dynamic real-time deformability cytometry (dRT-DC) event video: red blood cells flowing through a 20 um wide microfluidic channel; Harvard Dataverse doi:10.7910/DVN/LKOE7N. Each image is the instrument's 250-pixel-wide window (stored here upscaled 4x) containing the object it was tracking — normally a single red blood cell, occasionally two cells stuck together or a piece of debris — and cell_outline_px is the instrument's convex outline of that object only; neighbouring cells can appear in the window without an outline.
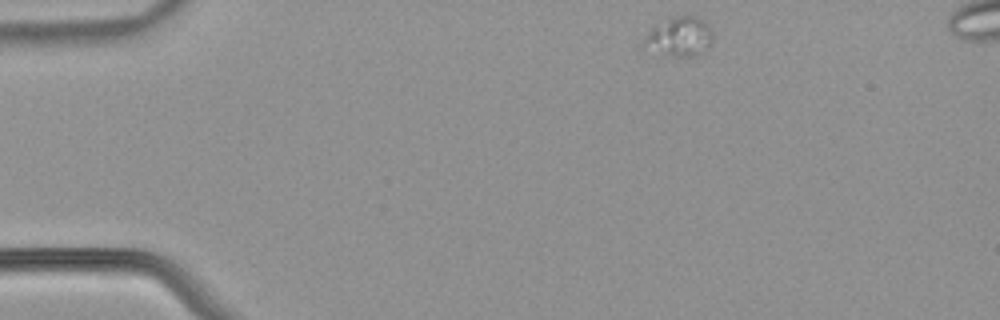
{"species": "common noctule bat (a hibernating species)", "species_latin": "Nyctalus noctula", "temperature_condition": "warm", "stored_images_in_passage": 45, "camera_frame_rate_fps": 3000, "um_per_image_px": 0.085, "animal": {"sex": "male", "body_mass_g": 21.5, "forearm_length_mm": 52.0}, "frame": {"image": 1, "passage_image": 1, "time_ms": 0.0, "image_size_px": [1000, 320], "cell_outline_px": [[712, 44], [704, 52], [696, 56], [668, 56], [640, 48], [644, 36], [656, 24], [676, 16], [688, 12], [696, 16], [708, 24], [712, 32]], "centroid_in_image_um": [57.72, 3.12], "position_along_channel_um": 27.3, "area_um2": 16.47}}
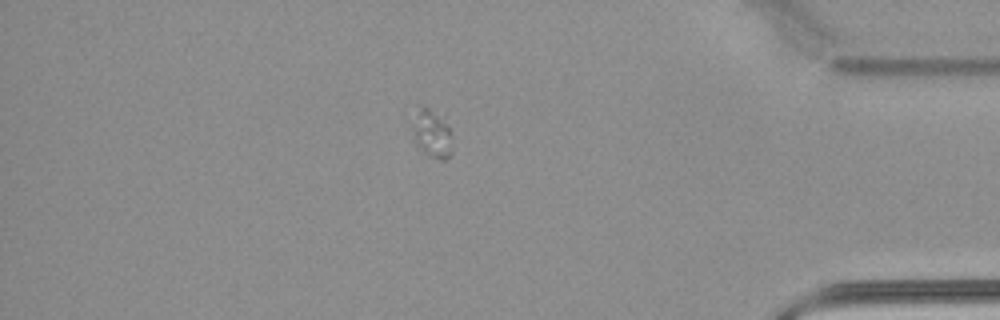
{"frame": {"image": 2, "passage_image": 38, "time_ms": 12.333, "image_size_px": [1000, 320], "cell_outline_px": [[452, 152], [444, 160], [440, 160], [428, 156], [420, 152], [416, 144], [412, 128], [412, 124], [420, 108], [432, 108], [448, 128]], "centroid_in_image_um": [36.68, 11.44], "position_along_channel_um": 398.5, "area_um2": 10.69}}